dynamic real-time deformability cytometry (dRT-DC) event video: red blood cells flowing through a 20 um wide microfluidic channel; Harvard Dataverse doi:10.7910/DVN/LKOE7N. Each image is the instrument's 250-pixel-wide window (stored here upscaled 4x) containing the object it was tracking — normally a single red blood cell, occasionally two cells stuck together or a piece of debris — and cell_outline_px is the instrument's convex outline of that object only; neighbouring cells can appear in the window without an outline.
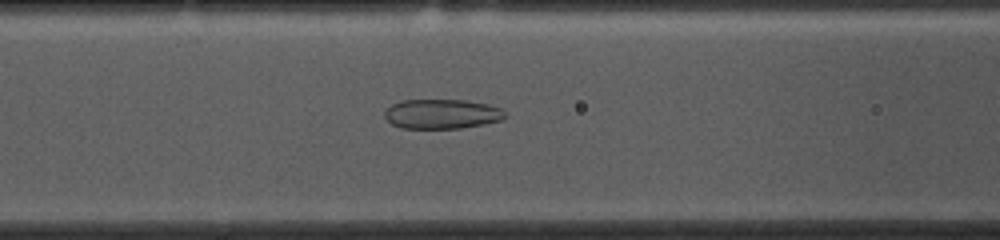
{"species": "common noctule bat (a hibernating species)", "species_latin": "Nyctalus noctula", "temperature_condition": "cold", "stored_images_in_passage": 53, "camera_frame_rate_fps": 3000, "um_per_image_px": 0.085, "animal": {"sex": "female", "body_mass_g": 10.0, "forearm_length_mm": 53.1}, "frame": {"image": 1, "passage_image": 20, "time_ms": 6.333, "image_size_px": [1000, 240], "cell_outline_px": [[508, 116], [500, 120], [484, 124], [460, 128], [400, 128], [392, 124], [384, 116], [384, 112], [392, 104], [400, 100], [464, 100], [488, 104], [500, 108]], "centroid_in_image_um": [37.55, 9.68], "position_along_channel_um": 129.1, "area_um2": 20.75}}
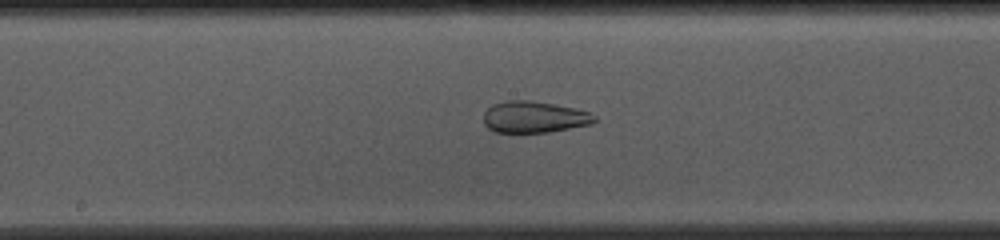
{"frame": {"image": 2, "passage_image": 26, "time_ms": 8.333, "image_size_px": [1000, 240], "cell_outline_px": [[596, 120], [592, 124], [548, 132], [492, 132], [484, 124], [484, 112], [492, 104], [508, 100], [528, 100], [576, 108], [588, 112], [596, 116]], "centroid_in_image_um": [45.38, 9.95], "position_along_channel_um": 202.8, "area_um2": 20.35}}
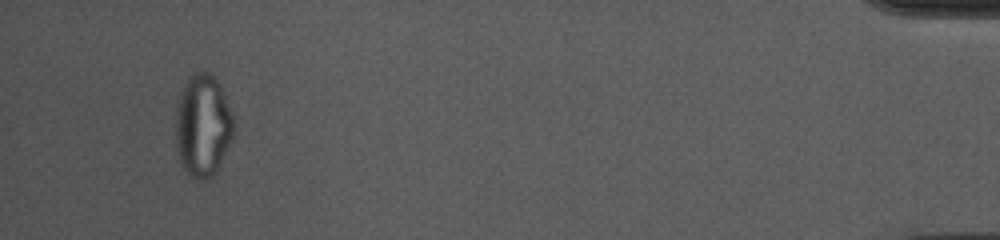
{"frame": {"image": 3, "passage_image": 50, "time_ms": 16.333, "image_size_px": [1000, 240], "cell_outline_px": [[236, 132], [216, 172], [208, 180], [196, 180], [184, 168], [180, 160], [176, 144], [176, 108], [184, 84], [192, 72], [208, 72], [220, 84], [232, 112], [236, 124]], "centroid_in_image_um": [17.28, 10.68], "position_along_channel_um": 417.9, "area_um2": 34.91}, "authors_computed_cell_mechanics": {"area_um2": 28.611, "velocity_mm_per_s": 3.6846, "shape_relaxation_time_tau1_ms": null, "shape_relaxation_time_tau2_ms": 1.9598, "deformation_change_tau1": null, "deformation_change_tau2": 0.0845}}